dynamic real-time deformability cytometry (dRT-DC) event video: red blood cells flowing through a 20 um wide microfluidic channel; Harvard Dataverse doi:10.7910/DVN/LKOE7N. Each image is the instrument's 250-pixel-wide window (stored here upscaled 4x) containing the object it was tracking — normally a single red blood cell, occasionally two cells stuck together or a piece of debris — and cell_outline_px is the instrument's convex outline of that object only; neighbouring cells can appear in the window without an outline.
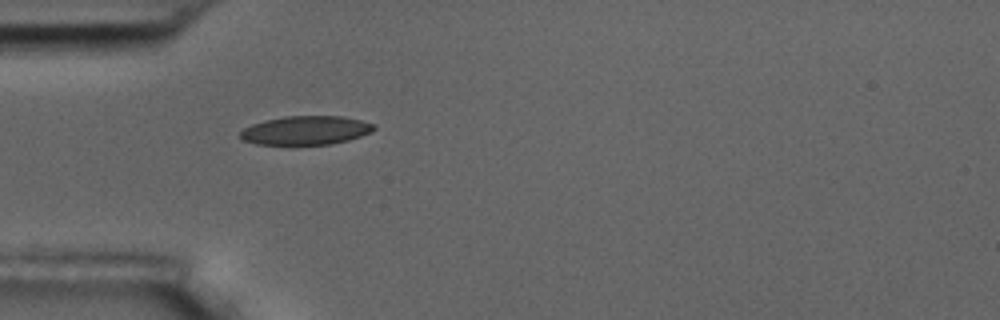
{"species": "common noctule bat (a hibernating species)", "species_latin": "Nyctalus noctula", "temperature_condition": "room temperature", "stored_images_in_passage": 1, "camera_frame_rate_fps": 3000, "um_per_image_px": 0.085, "animal": {"sex": "male", "body_mass_g": 17.5, "forearm_length_mm": 52.3}, "frame": {"image": 1, "passage_image": 1, "time_ms": 0.0, "image_size_px": [1000, 320], "cell_outline_px": [[376, 128], [372, 132], [348, 140], [332, 144], [256, 144], [244, 140], [240, 136], [240, 132], [244, 128], [252, 124], [264, 120], [284, 116], [344, 116], [376, 124]], "centroid_in_image_um": [26.02, 11.07], "position_along_channel_um": 59.0, "area_um2": 22.43}}